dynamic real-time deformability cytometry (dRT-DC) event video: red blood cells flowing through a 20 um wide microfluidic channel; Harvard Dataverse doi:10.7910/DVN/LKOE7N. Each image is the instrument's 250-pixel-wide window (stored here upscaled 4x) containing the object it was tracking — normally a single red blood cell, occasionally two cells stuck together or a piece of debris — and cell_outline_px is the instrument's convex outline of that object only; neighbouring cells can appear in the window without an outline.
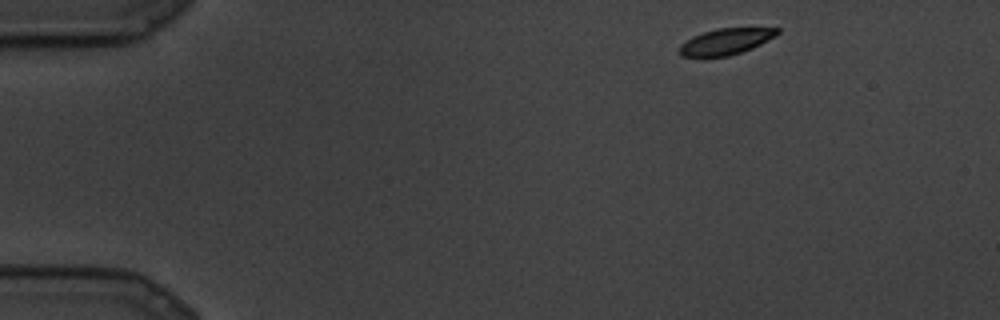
{"species": "common noctule bat (a hibernating species)", "species_latin": "Nyctalus noctula", "temperature_condition": "cold", "stored_images_in_passage": 8, "camera_frame_rate_fps": 3000, "um_per_image_px": 0.085, "animal": {"sex": "male", "body_mass_g": 19.5, "forearm_length_mm": 54.6}, "frame": {"image": 1, "passage_image": 1, "time_ms": 0.0, "image_size_px": [1000, 320], "cell_outline_px": [[780, 32], [776, 36], [752, 48], [728, 56], [704, 60], [700, 60], [680, 56], [676, 52], [680, 44], [692, 36], [716, 28], [780, 28]], "centroid_in_image_um": [61.57, 3.59], "position_along_channel_um": 23.4, "area_um2": 15.66}}
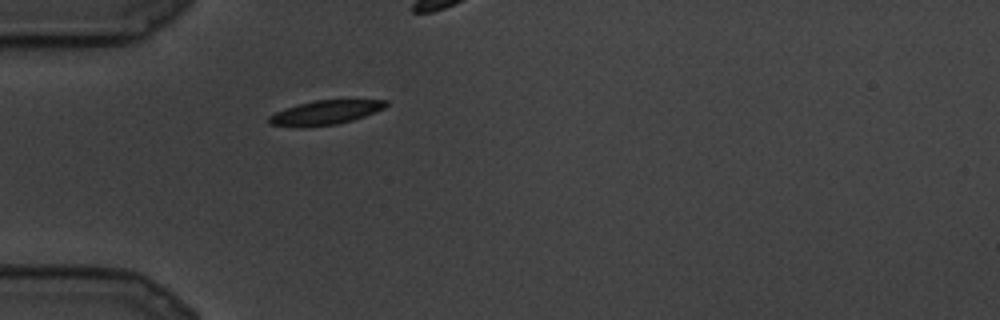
{"frame": {"image": 2, "passage_image": 5, "time_ms": 1.333, "image_size_px": [1000, 320], "cell_outline_px": [[388, 104], [384, 108], [376, 112], [352, 120], [336, 124], [304, 128], [296, 128], [268, 124], [268, 116], [284, 108], [316, 100], [388, 100]], "centroid_in_image_um": [27.6, 9.59], "position_along_channel_um": 57.4, "area_um2": 16.65}}